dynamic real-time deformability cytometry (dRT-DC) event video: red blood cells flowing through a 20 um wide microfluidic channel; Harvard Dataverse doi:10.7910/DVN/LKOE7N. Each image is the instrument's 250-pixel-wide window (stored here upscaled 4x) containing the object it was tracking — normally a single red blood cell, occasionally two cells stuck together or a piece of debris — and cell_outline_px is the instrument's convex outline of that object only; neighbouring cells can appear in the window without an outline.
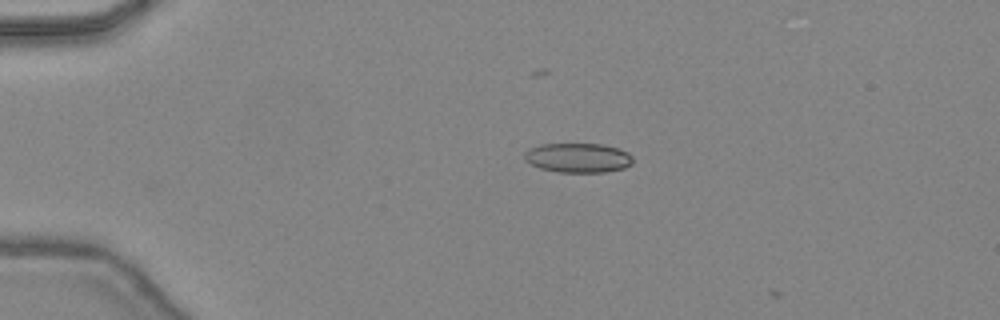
{"species": "common noctule bat (a hibernating species)", "species_latin": "Nyctalus noctula", "temperature_condition": "warm", "stored_images_in_passage": 3, "camera_frame_rate_fps": 3000, "um_per_image_px": 0.085, "animal": {"sex": "female", "body_mass_g": 24.6, "forearm_length_mm": 56.2}, "frame": {"image": 1, "passage_image": 1, "time_ms": 0.0, "image_size_px": [1000, 320], "cell_outline_px": [[632, 164], [624, 168], [604, 172], [556, 172], [540, 168], [524, 160], [524, 152], [528, 148], [540, 144], [600, 144], [620, 148], [628, 152], [632, 156]], "centroid_in_image_um": [49.12, 13.41], "position_along_channel_um": 35.9, "area_um2": 18.79}}